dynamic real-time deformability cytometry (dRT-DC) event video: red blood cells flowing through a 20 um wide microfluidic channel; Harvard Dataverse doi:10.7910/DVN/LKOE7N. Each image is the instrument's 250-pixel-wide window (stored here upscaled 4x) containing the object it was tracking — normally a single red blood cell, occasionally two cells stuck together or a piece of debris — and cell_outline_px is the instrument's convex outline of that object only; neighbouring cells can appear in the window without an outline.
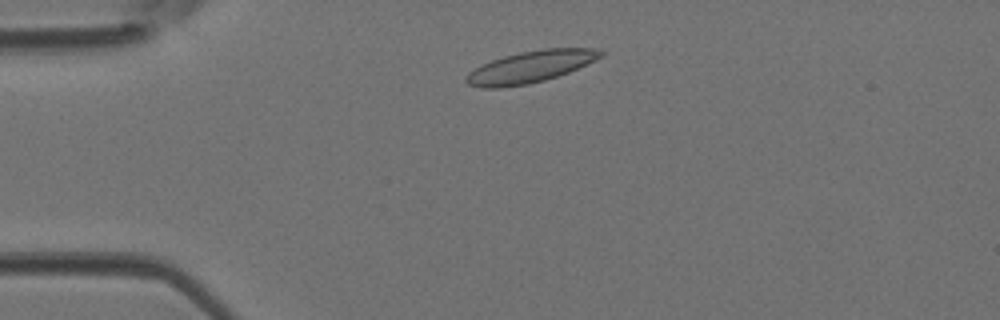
{"species": "Egyptian fruit bat (a non-hibernating species)", "species_latin": "Rousettus aegyptiacus", "temperature_condition": "room temperature", "stored_images_in_passage": 40, "camera_frame_rate_fps": 3000, "um_per_image_px": 0.085, "animal": {"sex": "female"}, "frame": {"image": 1, "passage_image": 5, "time_ms": 1.333, "image_size_px": [1000, 320], "cell_outline_px": [[604, 56], [568, 72], [544, 80], [528, 84], [500, 88], [484, 88], [468, 84], [464, 80], [464, 76], [468, 72], [492, 60], [504, 56], [520, 52], [544, 48], [592, 48], [604, 52]], "centroid_in_image_um": [45.07, 5.68], "position_along_channel_um": 39.9, "area_um2": 24.68}}
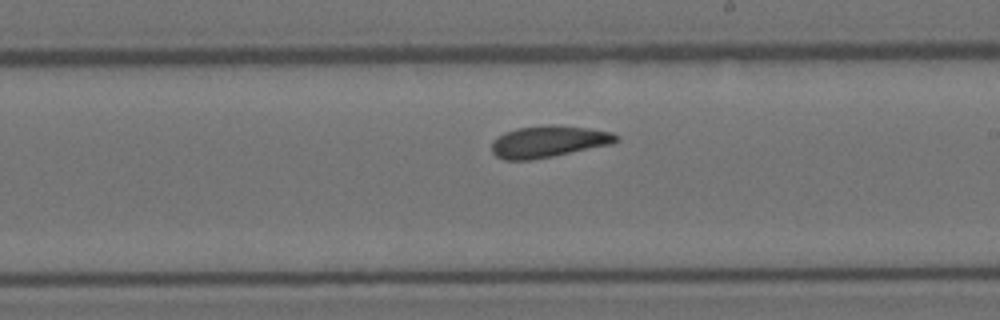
{"frame": {"image": 2, "passage_image": 21, "time_ms": 6.667, "image_size_px": [1000, 320], "cell_outline_px": [[620, 140], [612, 144], [532, 160], [504, 160], [496, 156], [492, 152], [492, 144], [504, 132], [516, 128], [552, 124], [588, 128], [612, 132], [620, 136]], "centroid_in_image_um": [46.66, 12.03], "position_along_channel_um": 242.3, "area_um2": 22.95}}
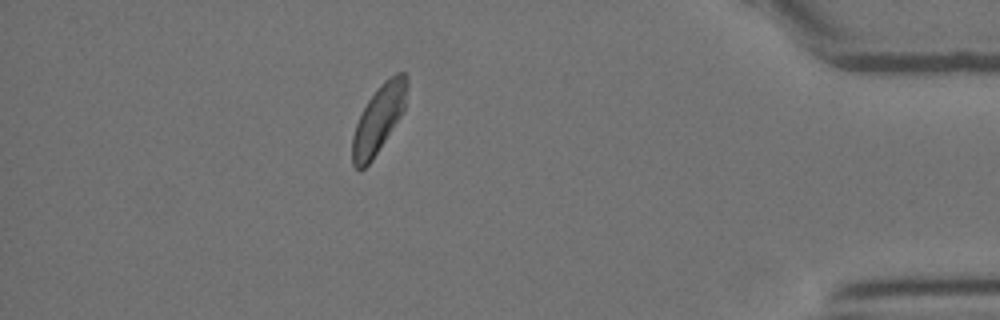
{"frame": {"image": 3, "passage_image": 35, "time_ms": 11.333, "image_size_px": [1000, 320], "cell_outline_px": [[408, 84], [404, 112], [372, 160], [360, 172], [352, 164], [352, 136], [356, 124], [368, 100], [376, 88], [384, 80], [396, 72], [404, 72], [408, 76]], "centroid_in_image_um": [32.2, 10.1], "position_along_channel_um": 403.0, "area_um2": 21.73}}